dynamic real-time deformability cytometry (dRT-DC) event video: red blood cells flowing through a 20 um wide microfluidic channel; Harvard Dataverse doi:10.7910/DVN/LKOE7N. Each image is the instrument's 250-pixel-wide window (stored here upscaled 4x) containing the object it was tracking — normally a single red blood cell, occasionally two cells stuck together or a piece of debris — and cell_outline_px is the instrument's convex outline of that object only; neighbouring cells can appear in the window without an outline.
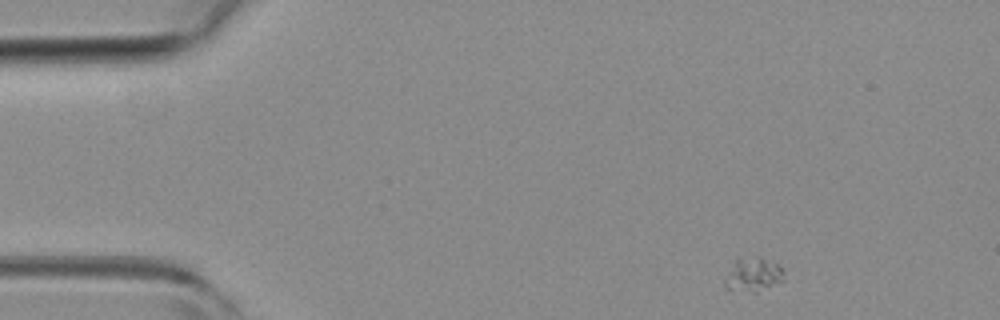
{"species": "common noctule bat (a hibernating species)", "species_latin": "Nyctalus noctula", "temperature_condition": "room temperature", "stored_images_in_passage": 45, "segment_of_instrument_passage": [1, 2], "camera_frame_rate_fps": 3000, "um_per_image_px": 0.085, "animal": {"sex": "female", "body_mass_g": 19.3, "forearm_length_mm": 54.1}, "frame": {"image": 1, "passage_image": 1, "time_ms": 0.0, "image_size_px": [1000, 320], "cell_outline_px": [[784, 280], [756, 292], [724, 288], [724, 280], [736, 256], [760, 256], [780, 264], [784, 268]], "centroid_in_image_um": [64.03, 23.28], "position_along_channel_um": 21.0, "area_um2": 12.02}}
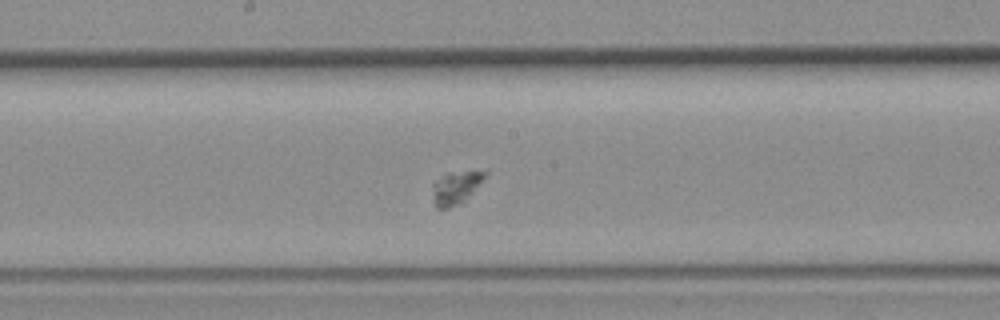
{"frame": {"image": 2, "passage_image": 21, "time_ms": 6.667, "image_size_px": [1000, 320], "cell_outline_px": [[488, 172], [472, 192], [460, 204], [448, 208], [436, 208], [432, 192], [432, 184], [436, 180], [448, 172], [488, 168]], "centroid_in_image_um": [38.77, 15.89], "position_along_channel_um": 209.4, "area_um2": 10.23}}
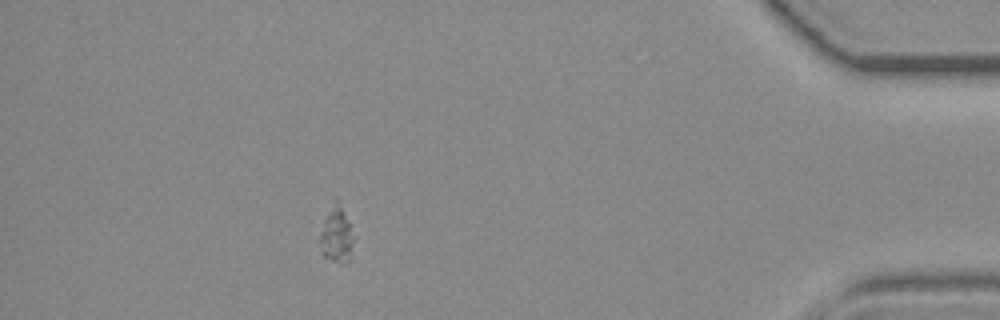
{"frame": {"image": 3, "passage_image": 39, "time_ms": 12.667, "image_size_px": [1000, 320], "cell_outline_px": [[356, 236], [352, 260], [332, 260], [324, 256], [320, 240], [320, 236], [324, 220], [336, 196]], "centroid_in_image_um": [28.68, 19.94], "position_along_channel_um": 406.5, "area_um2": 10.98}}